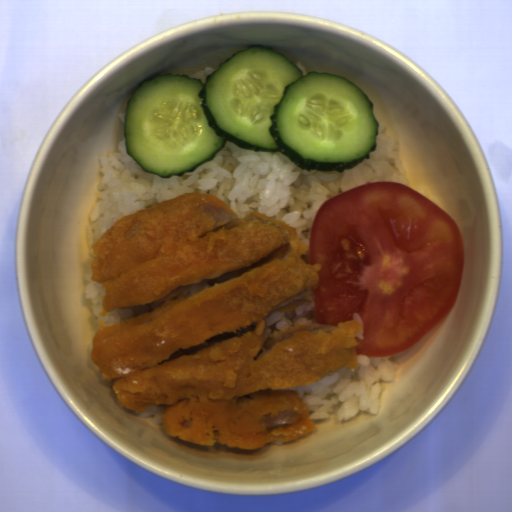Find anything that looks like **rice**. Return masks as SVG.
<instances>
[{
  "label": "rice",
  "instance_id": "652b925c",
  "mask_svg": "<svg viewBox=\"0 0 512 512\" xmlns=\"http://www.w3.org/2000/svg\"><path fill=\"white\" fill-rule=\"evenodd\" d=\"M385 131L386 125L379 126L376 150L369 159L343 172L306 171L283 152L253 151L227 141L212 160L171 178L145 172L129 156L122 139L118 152L100 157L103 176L86 227V243L92 248L107 229L133 212L178 194L207 192L242 217L259 211L296 226L309 250L313 221L329 198L380 181L408 185L399 158L402 144Z\"/></svg>",
  "mask_w": 512,
  "mask_h": 512
},
{
  "label": "rice",
  "instance_id": "023b6e5f",
  "mask_svg": "<svg viewBox=\"0 0 512 512\" xmlns=\"http://www.w3.org/2000/svg\"><path fill=\"white\" fill-rule=\"evenodd\" d=\"M398 376V362L392 357H368L357 354V369L342 367L328 371L313 383L279 391H297L306 402L312 420L353 419L360 412L377 414L382 387Z\"/></svg>",
  "mask_w": 512,
  "mask_h": 512
},
{
  "label": "rice",
  "instance_id": "8eca5e8b",
  "mask_svg": "<svg viewBox=\"0 0 512 512\" xmlns=\"http://www.w3.org/2000/svg\"><path fill=\"white\" fill-rule=\"evenodd\" d=\"M264 334L275 331L289 330L293 326L319 324L315 310L314 299L292 310H272L263 320Z\"/></svg>",
  "mask_w": 512,
  "mask_h": 512
},
{
  "label": "rice",
  "instance_id": "acb35da6",
  "mask_svg": "<svg viewBox=\"0 0 512 512\" xmlns=\"http://www.w3.org/2000/svg\"><path fill=\"white\" fill-rule=\"evenodd\" d=\"M162 302H154L147 305H126L118 306L107 314L103 315L104 325L117 324L123 320L145 315L154 311Z\"/></svg>",
  "mask_w": 512,
  "mask_h": 512
},
{
  "label": "rice",
  "instance_id": "b023fe2a",
  "mask_svg": "<svg viewBox=\"0 0 512 512\" xmlns=\"http://www.w3.org/2000/svg\"><path fill=\"white\" fill-rule=\"evenodd\" d=\"M87 284L84 291V300L90 301L91 310L96 316H100L103 310L102 298L103 293L101 282L92 280V273L86 277Z\"/></svg>",
  "mask_w": 512,
  "mask_h": 512
},
{
  "label": "rice",
  "instance_id": "e3fd555f",
  "mask_svg": "<svg viewBox=\"0 0 512 512\" xmlns=\"http://www.w3.org/2000/svg\"><path fill=\"white\" fill-rule=\"evenodd\" d=\"M165 407L162 405L149 404L145 409L138 412L139 418L153 417L152 423H162V417Z\"/></svg>",
  "mask_w": 512,
  "mask_h": 512
},
{
  "label": "rice",
  "instance_id": "a3056103",
  "mask_svg": "<svg viewBox=\"0 0 512 512\" xmlns=\"http://www.w3.org/2000/svg\"><path fill=\"white\" fill-rule=\"evenodd\" d=\"M214 71L215 69L213 67H206L192 74L190 78L199 79L202 82V84H205L206 76L214 73Z\"/></svg>",
  "mask_w": 512,
  "mask_h": 512
}]
</instances>
